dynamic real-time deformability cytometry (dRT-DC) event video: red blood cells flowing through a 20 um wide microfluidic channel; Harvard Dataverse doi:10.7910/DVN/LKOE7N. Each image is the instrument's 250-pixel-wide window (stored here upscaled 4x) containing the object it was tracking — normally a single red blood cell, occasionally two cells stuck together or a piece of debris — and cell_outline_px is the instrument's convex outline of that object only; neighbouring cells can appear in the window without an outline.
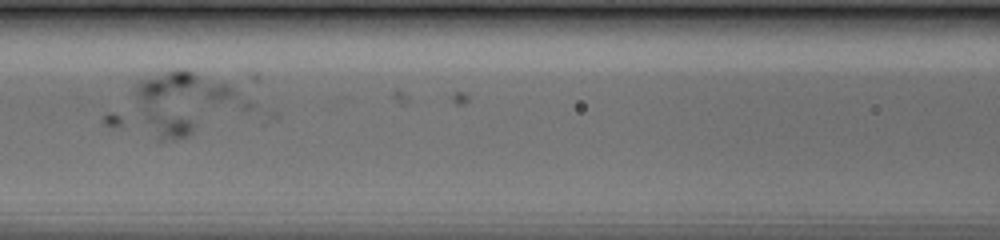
{"species": "human", "species_latin": "Homo sapiens", "temperature_condition": "cold", "stored_images_in_passage": 41, "camera_frame_rate_fps": 3000, "um_per_image_px": 0.085, "donor": {"sex": "male"}, "frame": {"image": 1, "passage_image": 12, "time_ms": 3.667, "image_size_px": [1000, 240], "cell_outline_px": [[256, 104], [252, 108], [180, 140], [156, 140], [132, 92], [136, 84], [140, 80], [168, 72], [192, 72], [228, 84], [236, 88]], "centroid_in_image_um": [15.88, 8.8], "position_along_channel_um": 150.7, "area_um2": 40.06}}